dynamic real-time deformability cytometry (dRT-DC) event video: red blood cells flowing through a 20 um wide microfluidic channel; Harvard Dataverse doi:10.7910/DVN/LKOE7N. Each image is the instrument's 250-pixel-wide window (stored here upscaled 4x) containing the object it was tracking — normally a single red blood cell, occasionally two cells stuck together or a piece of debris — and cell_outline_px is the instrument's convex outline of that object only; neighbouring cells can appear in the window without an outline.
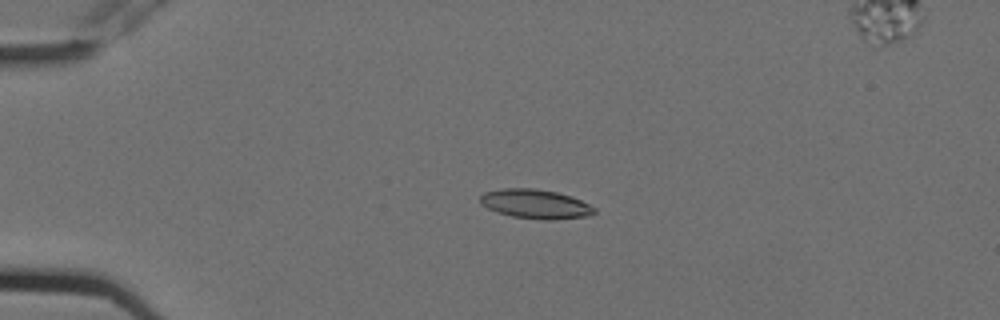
{"species": "Egyptian fruit bat (a non-hibernating species)", "species_latin": "Rousettus aegyptiacus", "temperature_condition": "cold", "stored_images_in_passage": 3, "segment_of_instrument_passage": [1, 2], "camera_frame_rate_fps": 3000, "um_per_image_px": 0.085, "animal": {"sex": "female"}, "frame": {"image": 1, "passage_image": 1, "time_ms": 0.0, "image_size_px": [1000, 320], "cell_outline_px": [[596, 212], [588, 216], [552, 220], [544, 220], [512, 216], [496, 212], [480, 204], [480, 196], [484, 192], [504, 188], [536, 188], [556, 192], [572, 196], [596, 208]], "centroid_in_image_um": [45.51, 17.34], "position_along_channel_um": 39.5, "area_um2": 19.54}}